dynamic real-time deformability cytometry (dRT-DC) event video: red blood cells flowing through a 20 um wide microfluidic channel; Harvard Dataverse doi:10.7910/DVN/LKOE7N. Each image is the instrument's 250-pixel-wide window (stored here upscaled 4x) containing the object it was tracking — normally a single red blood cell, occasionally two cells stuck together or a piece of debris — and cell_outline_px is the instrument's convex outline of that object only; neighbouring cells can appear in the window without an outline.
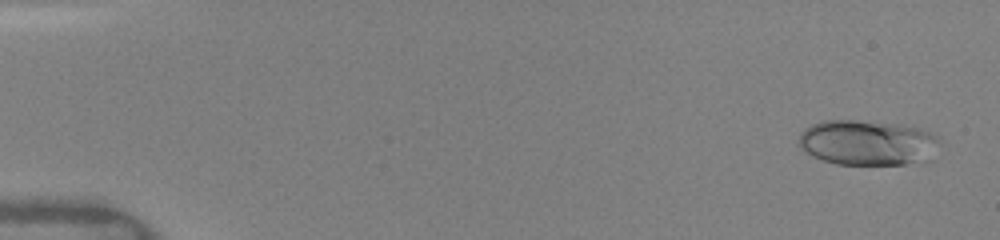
{"species": "human", "species_latin": "Homo sapiens", "temperature_condition": "warm", "stored_images_in_passage": 49, "camera_frame_rate_fps": 3000, "um_per_image_px": 0.085, "donor": {"sex": "female"}, "frame": {"image": 1, "passage_image": 2, "time_ms": 0.333, "image_size_px": [1000, 240], "cell_outline_px": [[940, 140], [932, 160], [904, 164], [836, 164], [812, 156], [800, 148], [800, 132], [804, 128], [812, 124], [824, 120], [856, 120], [896, 124], [920, 128], [932, 132], [940, 136]], "centroid_in_image_um": [73.78, 12.12], "position_along_channel_um": 11.2, "area_um2": 37.45}}
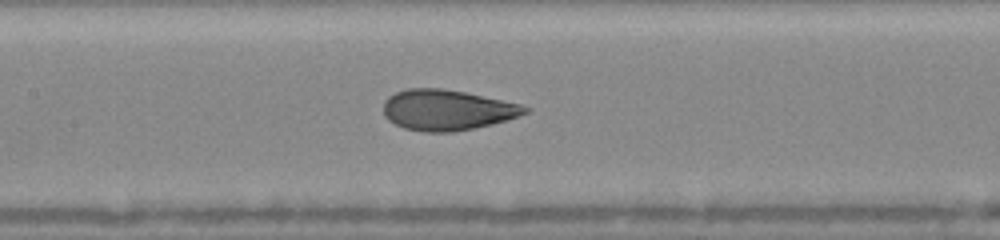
{"frame": {"image": 2, "passage_image": 24, "time_ms": 7.667, "image_size_px": [1000, 240], "cell_outline_px": [[532, 108], [528, 112], [520, 116], [508, 120], [476, 128], [452, 132], [424, 132], [404, 128], [388, 120], [384, 116], [384, 100], [388, 96], [396, 92], [408, 88], [440, 88], [464, 92], [520, 104]], "centroid_in_image_um": [38.01, 9.35], "position_along_channel_um": 169.4, "area_um2": 33.58}}
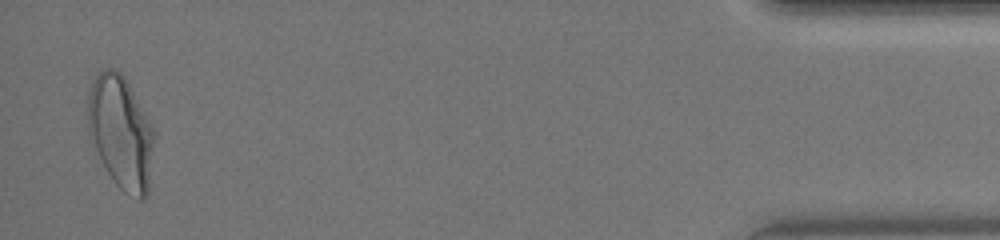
{"frame": {"image": 3, "passage_image": 48, "time_ms": 15.667, "image_size_px": [1000, 240], "cell_outline_px": [[152, 144], [148, 192], [144, 200], [140, 200], [124, 192], [116, 184], [108, 172], [88, 140], [88, 92], [96, 76], [104, 68], [112, 68], [120, 72], [128, 80], [152, 128]], "centroid_in_image_um": [10.22, 11.24], "position_along_channel_um": 425.0, "area_um2": 43.23}, "authors_computed_cell_mechanics": {"area_um2": 34.3332, "velocity_mm_per_s": 4.1249, "shape_relaxation_time_tau1_ms": 4.8981, "shape_relaxation_time_tau2_ms": 0.7335, "deformation_change_tau1": 0.1865, "deformation_change_tau2": 0.0614}}